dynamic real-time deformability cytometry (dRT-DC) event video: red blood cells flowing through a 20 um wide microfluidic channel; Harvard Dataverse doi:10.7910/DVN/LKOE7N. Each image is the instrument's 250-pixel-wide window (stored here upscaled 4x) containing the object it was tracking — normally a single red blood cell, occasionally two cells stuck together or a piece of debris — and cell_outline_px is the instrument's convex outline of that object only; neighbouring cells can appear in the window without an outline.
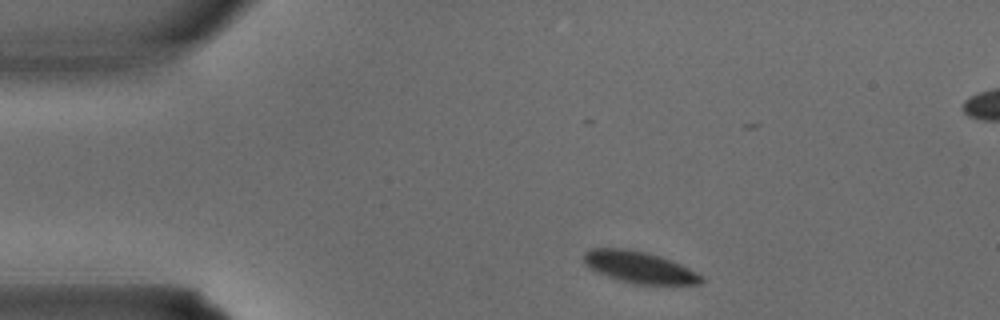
{"species": "common noctule bat (a hibernating species)", "species_latin": "Nyctalus noctula", "temperature_condition": "warm", "stored_images_in_passage": 3, "camera_frame_rate_fps": 3000, "um_per_image_px": 0.085, "animal": {"sex": "male", "body_mass_g": 15.6}, "frame": {"image": 1, "passage_image": 1, "time_ms": 0.0, "image_size_px": [1000, 320], "cell_outline_px": [[704, 280], [700, 284], [636, 284], [620, 280], [608, 276], [584, 264], [584, 252], [592, 248], [624, 248], [644, 252], [660, 256], [672, 260], [704, 276]], "centroid_in_image_um": [54.37, 22.71], "position_along_channel_um": 30.6, "area_um2": 21.39}}